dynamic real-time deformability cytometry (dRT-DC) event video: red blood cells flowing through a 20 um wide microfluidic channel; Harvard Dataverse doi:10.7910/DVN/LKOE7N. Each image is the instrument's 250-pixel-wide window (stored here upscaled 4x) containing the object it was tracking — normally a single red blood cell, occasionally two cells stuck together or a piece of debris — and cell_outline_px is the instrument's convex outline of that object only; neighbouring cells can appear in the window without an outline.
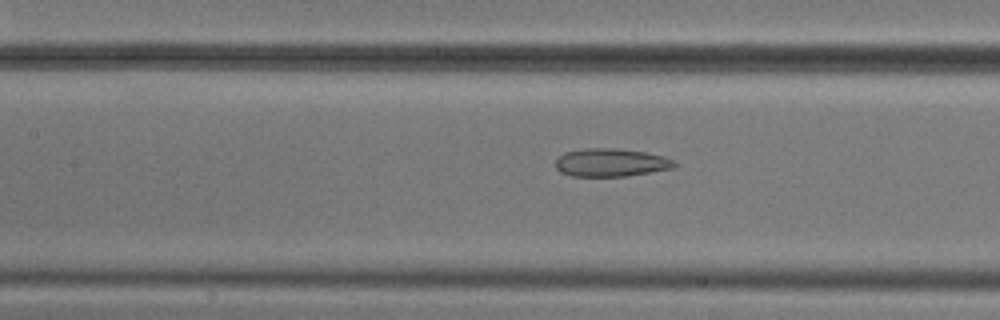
{"species": "common noctule bat (a hibernating species)", "species_latin": "Nyctalus noctula", "temperature_condition": "cold", "stored_images_in_passage": 29, "camera_frame_rate_fps": 3000, "um_per_image_px": 0.085, "animal": {"sex": "male", "body_mass_g": 20.5, "forearm_length_mm": 52.5}, "frame": {"image": 1, "passage_image": 24, "time_ms": 7.667, "image_size_px": [1000, 320], "cell_outline_px": [[676, 164], [672, 168], [628, 176], [572, 176], [560, 172], [556, 168], [556, 156], [564, 152], [584, 148], [616, 148], [644, 152], [664, 156], [676, 160]], "centroid_in_image_um": [51.9, 13.81], "position_along_channel_um": 155.5, "area_um2": 19.59}}
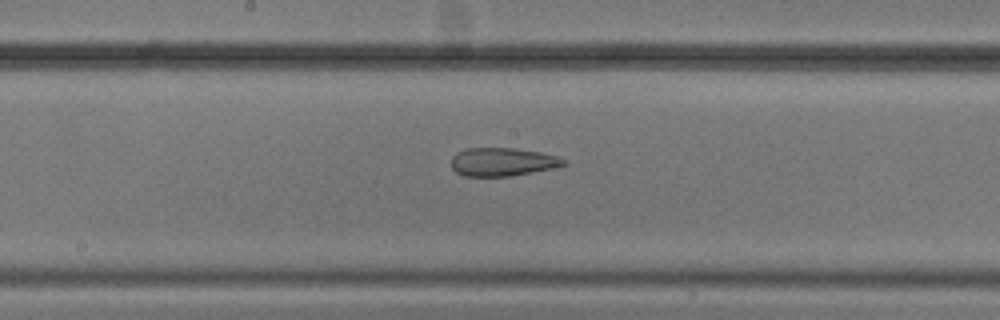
{"frame": {"image": 2, "passage_image": 28, "time_ms": 9.0, "image_size_px": [1000, 320], "cell_outline_px": [[568, 164], [552, 168], [512, 176], [464, 176], [456, 172], [452, 168], [452, 156], [456, 152], [468, 148], [512, 148], [540, 152], [556, 156], [568, 160]], "centroid_in_image_um": [42.72, 13.76], "position_along_channel_um": 205.5, "area_um2": 18.55}}